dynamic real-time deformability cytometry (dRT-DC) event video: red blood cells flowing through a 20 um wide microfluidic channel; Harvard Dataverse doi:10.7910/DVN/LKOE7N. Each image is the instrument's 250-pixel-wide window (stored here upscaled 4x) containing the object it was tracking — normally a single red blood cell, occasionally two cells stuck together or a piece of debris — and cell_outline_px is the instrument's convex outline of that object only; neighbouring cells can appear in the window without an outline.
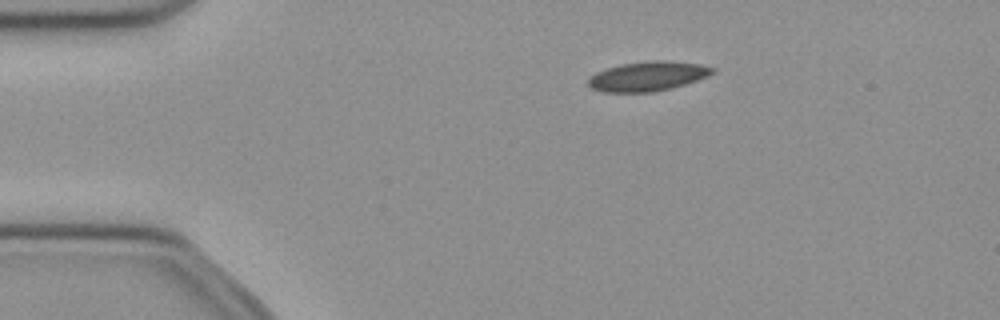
{"species": "common noctule bat (a hibernating species)", "species_latin": "Nyctalus noctula", "temperature_condition": "cold", "stored_images_in_passage": 51, "camera_frame_rate_fps": 3000, "um_per_image_px": 0.085, "animal": {"sex": "female", "body_mass_g": 21.9}, "frame": {"image": 1, "passage_image": 9, "time_ms": 2.667, "image_size_px": [1000, 320], "cell_outline_px": [[716, 72], [708, 76], [672, 88], [652, 92], [604, 92], [592, 88], [588, 84], [588, 76], [596, 72], [620, 64], [652, 60], [664, 60], [700, 64], [716, 68]], "centroid_in_image_um": [55.06, 6.47], "position_along_channel_um": 29.9, "area_um2": 21.44}}
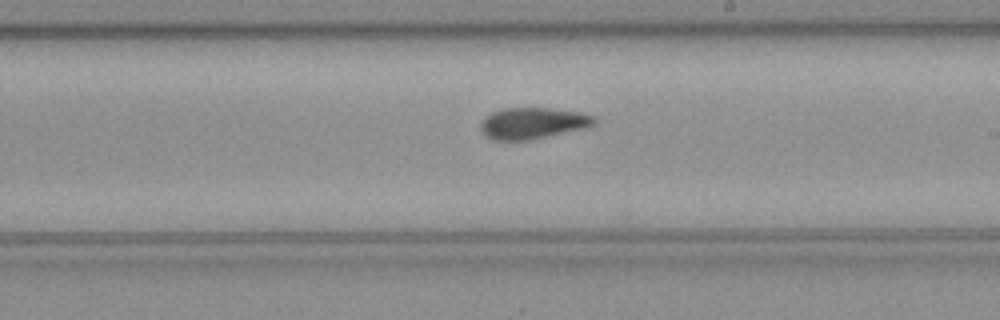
{"frame": {"image": 2, "passage_image": 29, "time_ms": 9.333, "image_size_px": [1000, 320], "cell_outline_px": [[596, 124], [588, 128], [528, 140], [492, 140], [484, 136], [480, 132], [480, 124], [484, 116], [492, 112], [504, 108], [548, 108], [580, 112], [596, 116]], "centroid_in_image_um": [45.28, 10.47], "position_along_channel_um": 243.7, "area_um2": 21.1}}
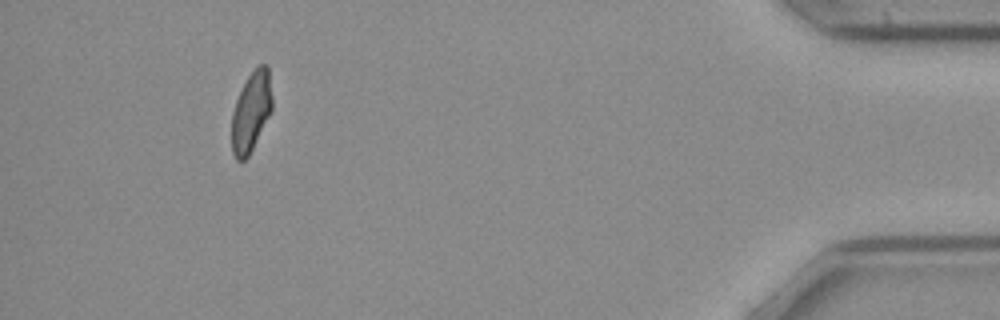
{"frame": {"image": 3, "passage_image": 47, "time_ms": 15.333, "image_size_px": [1000, 320], "cell_outline_px": [[272, 112], [248, 156], [244, 160], [236, 160], [232, 152], [232, 112], [236, 100], [248, 76], [256, 64], [268, 64], [272, 96]], "centroid_in_image_um": [21.37, 9.46], "position_along_channel_um": 413.8, "area_um2": 18.96}, "authors_computed_cell_mechanics": {"area_um2": 20.8658, "velocity_mm_per_s": 3.9694, "shape_relaxation_time_tau1_ms": null, "shape_relaxation_time_tau2_ms": 3.1314, "deformation_change_tau1": null, "deformation_change_tau2": 0.0817}}